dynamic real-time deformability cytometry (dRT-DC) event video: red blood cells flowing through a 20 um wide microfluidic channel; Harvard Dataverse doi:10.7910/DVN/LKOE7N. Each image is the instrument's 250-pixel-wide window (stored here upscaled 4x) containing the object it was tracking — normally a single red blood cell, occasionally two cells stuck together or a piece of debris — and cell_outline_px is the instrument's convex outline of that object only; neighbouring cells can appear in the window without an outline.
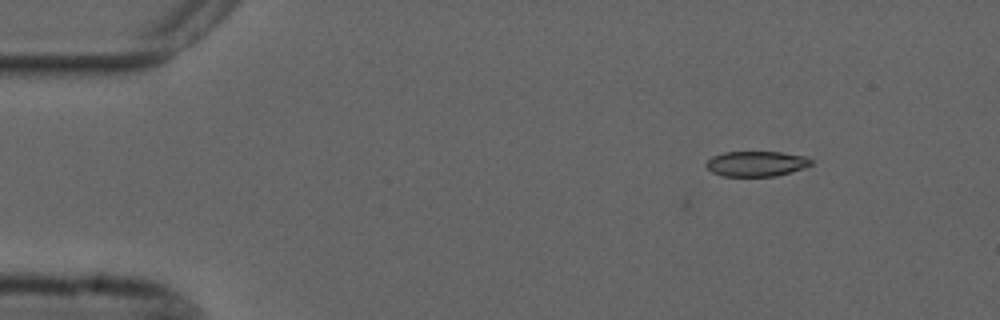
{"species": "common noctule bat (a hibernating species)", "species_latin": "Nyctalus noctula", "temperature_condition": "cold", "stored_images_in_passage": 7, "camera_frame_rate_fps": 3000, "um_per_image_px": 0.085, "animal": {"sex": "male", "forearm_length_mm": 52.5}, "frame": {"image": 1, "passage_image": 7, "time_ms": 2.0, "image_size_px": [1000, 320], "cell_outline_px": [[812, 164], [804, 168], [776, 176], [724, 176], [712, 172], [704, 164], [712, 156], [724, 152], [780, 152], [808, 156], [812, 160]], "centroid_in_image_um": [64.3, 13.91], "position_along_channel_um": 20.7, "area_um2": 15.49}}